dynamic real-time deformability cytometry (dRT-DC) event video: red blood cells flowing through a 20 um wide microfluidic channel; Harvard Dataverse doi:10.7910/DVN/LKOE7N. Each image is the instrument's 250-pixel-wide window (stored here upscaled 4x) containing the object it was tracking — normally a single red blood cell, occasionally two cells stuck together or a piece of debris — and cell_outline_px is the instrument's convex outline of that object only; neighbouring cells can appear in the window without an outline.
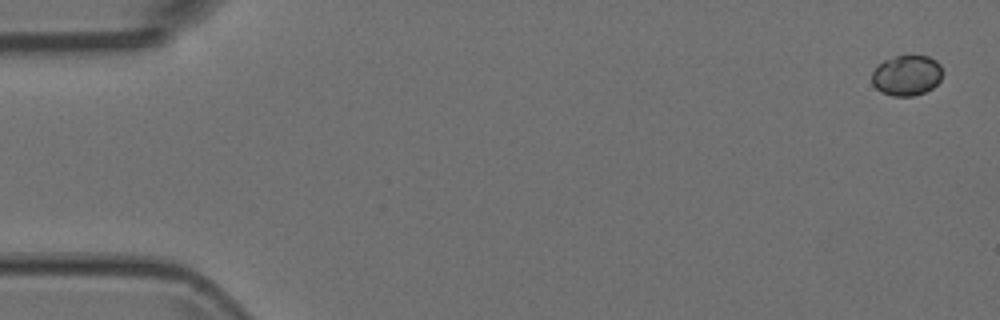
{"species": "Egyptian fruit bat (a non-hibernating species)", "species_latin": "Rousettus aegyptiacus", "temperature_condition": "room temperature", "stored_images_in_passage": 5, "camera_frame_rate_fps": 3000, "um_per_image_px": 0.085, "animal": {"sex": "female"}, "frame": {"image": 1, "passage_image": 1, "time_ms": 0.0, "image_size_px": [1000, 320], "cell_outline_px": [[940, 80], [932, 88], [924, 92], [912, 96], [892, 96], [876, 88], [872, 84], [872, 72], [884, 60], [896, 56], [928, 56], [936, 60], [940, 64]], "centroid_in_image_um": [77.06, 6.41], "position_along_channel_um": 7.9, "area_um2": 16.36}}
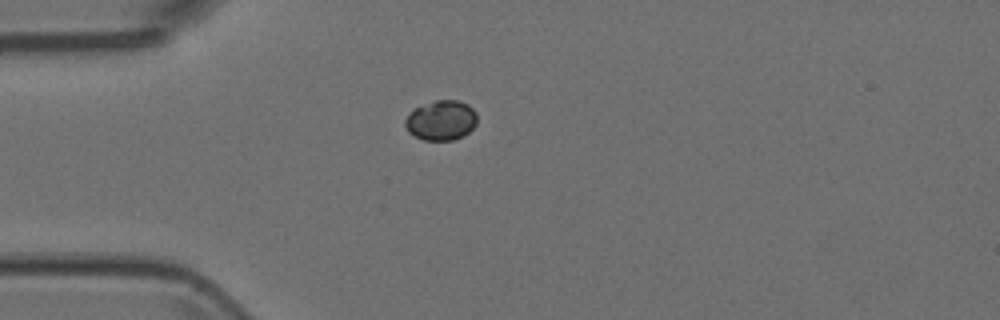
{"frame": {"image": 2, "passage_image": 4, "time_ms": 1.0, "image_size_px": [1000, 320], "cell_outline_px": [[476, 124], [464, 136], [452, 140], [424, 140], [408, 132], [404, 124], [404, 120], [416, 108], [436, 100], [456, 100], [468, 104], [476, 112]], "centroid_in_image_um": [37.51, 10.24], "position_along_channel_um": 47.5, "area_um2": 16.53}}